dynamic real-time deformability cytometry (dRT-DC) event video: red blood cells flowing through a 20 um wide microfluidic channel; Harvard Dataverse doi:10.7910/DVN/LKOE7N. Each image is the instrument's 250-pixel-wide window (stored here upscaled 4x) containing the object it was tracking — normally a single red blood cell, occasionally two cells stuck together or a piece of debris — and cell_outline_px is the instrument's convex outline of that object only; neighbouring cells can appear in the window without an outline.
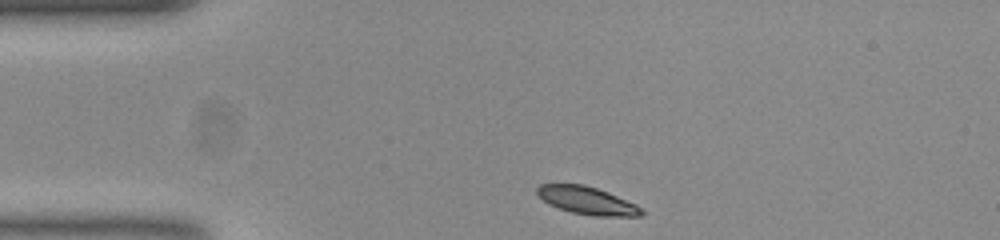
{"species": "common noctule bat (a hibernating species)", "species_latin": "Nyctalus noctula", "temperature_condition": "room temperature", "stored_images_in_passage": 35, "camera_frame_rate_fps": 3000, "um_per_image_px": 0.085, "animal": {"sex": "female", "body_mass_g": 23.0, "forearm_length_mm": 53.4}, "frame": {"image": 1, "passage_image": 1, "time_ms": 0.0, "image_size_px": [1000, 240], "cell_outline_px": [[644, 212], [640, 216], [596, 216], [572, 212], [548, 204], [536, 192], [536, 188], [540, 184], [580, 184], [596, 188], [624, 200], [640, 208]], "centroid_in_image_um": [49.84, 17.04], "position_along_channel_um": 35.2, "area_um2": 16.24}}
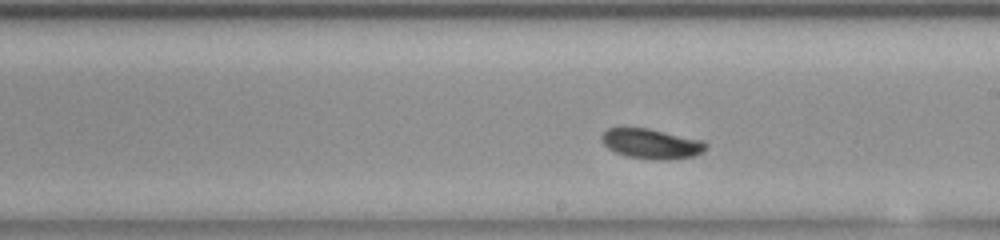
{"frame": {"image": 2, "passage_image": 20, "time_ms": 6.333, "image_size_px": [1000, 240], "cell_outline_px": [[708, 144], [700, 152], [692, 156], [668, 160], [628, 156], [616, 152], [608, 148], [604, 144], [604, 132], [608, 128], [648, 128], [700, 140]], "centroid_in_image_um": [55.36, 12.21], "position_along_channel_um": 233.6, "area_um2": 17.46}}
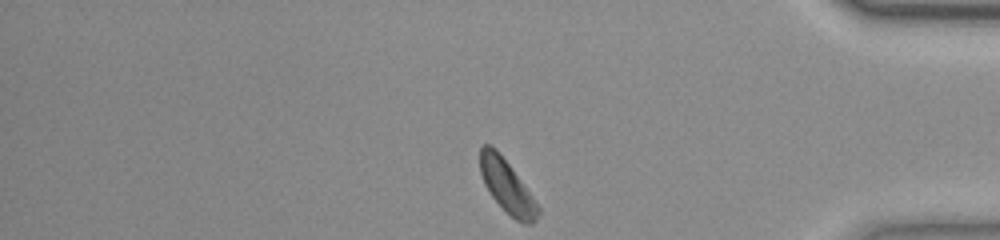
{"frame": {"image": 3, "passage_image": 35, "time_ms": 11.333, "image_size_px": [1000, 240], "cell_outline_px": [[540, 212], [536, 220], [532, 224], [524, 224], [516, 220], [492, 196], [484, 184], [480, 172], [480, 148], [484, 144], [488, 144], [508, 164], [540, 208]], "centroid_in_image_um": [43.09, 15.89], "position_along_channel_um": 392.1, "area_um2": 16.99}, "authors_computed_cell_mechanics": {"area_um2": 17.4556, "velocity_mm_per_s": 3.7395, "shape_relaxation_time_tau1_ms": 1.2396, "shape_relaxation_time_tau2_ms": null, "deformation_change_tau1": 0.084, "deformation_change_tau2": null}}